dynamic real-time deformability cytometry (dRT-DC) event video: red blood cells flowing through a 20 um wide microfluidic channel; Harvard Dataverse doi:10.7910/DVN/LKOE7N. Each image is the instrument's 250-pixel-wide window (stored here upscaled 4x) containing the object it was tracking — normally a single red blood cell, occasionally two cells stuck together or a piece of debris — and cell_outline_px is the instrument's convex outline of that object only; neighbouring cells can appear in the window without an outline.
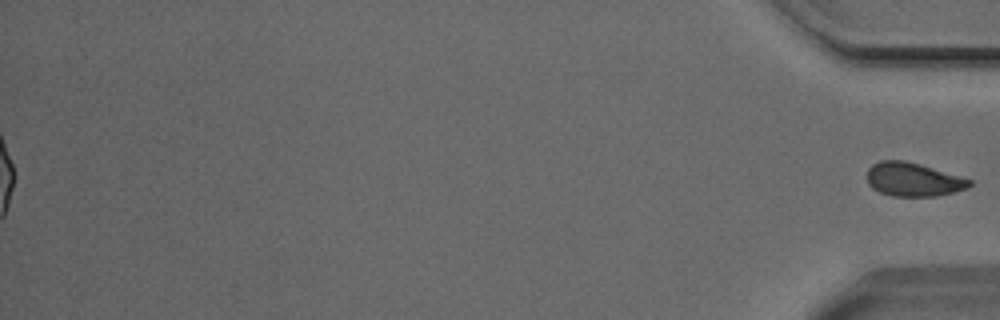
{"species": "Egyptian fruit bat (a non-hibernating species)", "species_latin": "Rousettus aegyptiacus", "temperature_condition": "cold", "stored_images_in_passage": 46, "segment_of_instrument_passage": [2, 2], "camera_frame_rate_fps": 3000, "um_per_image_px": 0.085, "animal": {"sex": "male"}, "frame": {"image": 1, "passage_image": 46, "time_ms": 15.0, "image_size_px": [1000, 320], "cell_outline_px": [[972, 184], [968, 188], [936, 196], [892, 196], [880, 192], [872, 188], [868, 184], [868, 168], [872, 164], [880, 160], [904, 160], [920, 164], [960, 176], [972, 180]], "centroid_in_image_um": [77.61, 15.25], "position_along_channel_um": 357.6, "area_um2": 20.06}}